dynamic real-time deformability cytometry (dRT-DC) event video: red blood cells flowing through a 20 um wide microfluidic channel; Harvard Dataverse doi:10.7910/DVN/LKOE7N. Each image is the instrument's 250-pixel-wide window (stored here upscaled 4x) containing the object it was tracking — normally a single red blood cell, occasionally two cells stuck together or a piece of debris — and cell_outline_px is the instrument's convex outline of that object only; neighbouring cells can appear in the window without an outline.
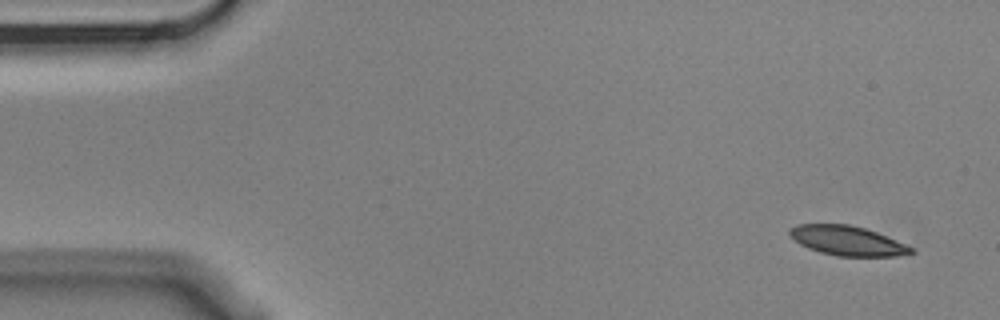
{"species": "Egyptian fruit bat (a non-hibernating species)", "species_latin": "Rousettus aegyptiacus", "temperature_condition": "cold", "stored_images_in_passage": 10, "camera_frame_rate_fps": 3000, "um_per_image_px": 0.085, "animal": {"sex": "male"}, "frame": {"image": 1, "passage_image": 1, "time_ms": 0.0, "image_size_px": [1000, 320], "cell_outline_px": [[916, 252], [896, 256], [836, 256], [820, 252], [808, 248], [800, 244], [788, 232], [796, 224], [848, 224], [864, 228], [876, 232], [904, 244], [912, 248]], "centroid_in_image_um": [72.01, 20.46], "position_along_channel_um": 13.0, "area_um2": 20.58}}
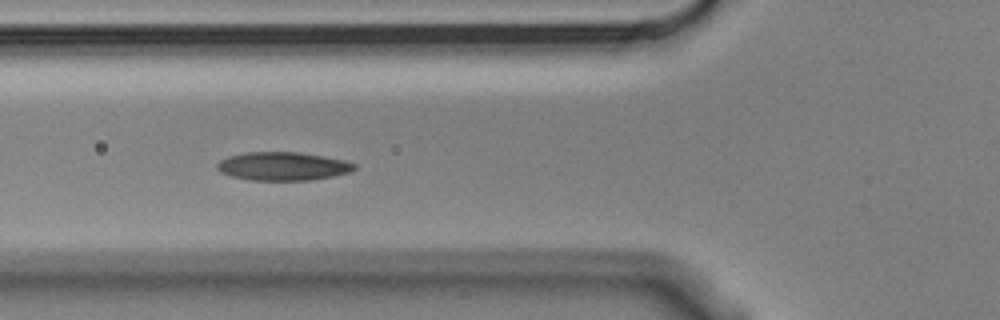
{"frame": {"image": 2, "passage_image": 6, "time_ms": 1.667, "image_size_px": [1000, 320], "cell_outline_px": [[356, 168], [352, 172], [312, 180], [252, 180], [232, 176], [220, 172], [216, 168], [216, 164], [220, 160], [228, 156], [248, 152], [300, 152], [324, 156], [344, 160], [356, 164]], "centroid_in_image_um": [24.06, 14.12], "position_along_channel_um": 101.7, "area_um2": 22.77}}
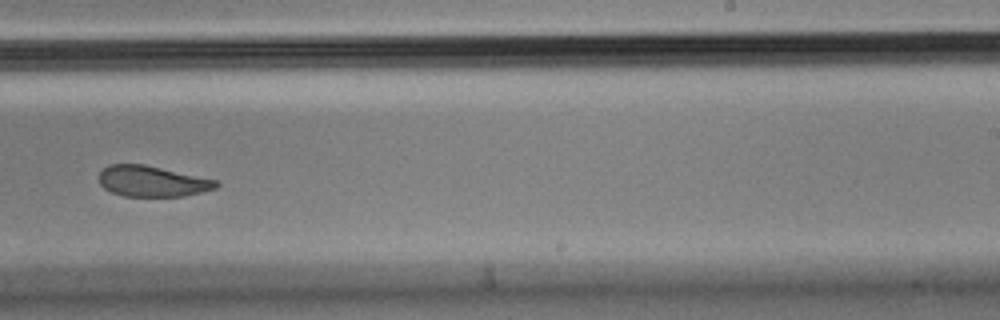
{"frame": {"image": 3, "passage_image": 10, "time_ms": 3.0, "image_size_px": [1000, 320], "cell_outline_px": [[220, 184], [216, 188], [204, 192], [184, 196], [124, 196], [112, 192], [104, 188], [100, 184], [100, 172], [108, 164], [144, 164], [216, 180]], "centroid_in_image_um": [12.94, 15.41], "position_along_channel_um": 276.1, "area_um2": 20.92}}